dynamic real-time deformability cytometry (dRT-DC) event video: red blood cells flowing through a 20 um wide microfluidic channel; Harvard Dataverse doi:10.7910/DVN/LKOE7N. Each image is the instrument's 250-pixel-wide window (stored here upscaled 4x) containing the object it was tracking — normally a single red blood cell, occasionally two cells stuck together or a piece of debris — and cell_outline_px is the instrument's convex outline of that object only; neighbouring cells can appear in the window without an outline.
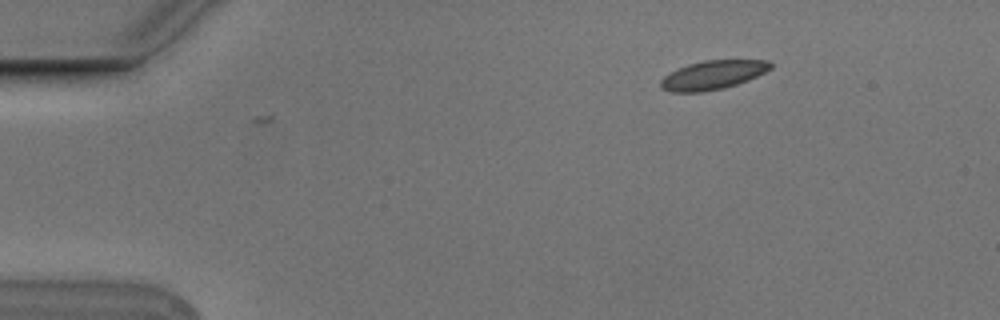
{"species": "Egyptian fruit bat (a non-hibernating species)", "species_latin": "Rousettus aegyptiacus", "temperature_condition": "cold", "stored_images_in_passage": 3, "camera_frame_rate_fps": 3000, "um_per_image_px": 0.085, "animal": {"sex": "male"}, "frame": {"image": 1, "passage_image": 1, "time_ms": 0.0, "image_size_px": [1000, 320], "cell_outline_px": [[772, 68], [748, 80], [724, 88], [704, 92], [672, 92], [660, 88], [660, 80], [664, 76], [688, 64], [704, 60], [768, 60], [772, 64]], "centroid_in_image_um": [60.58, 6.38], "position_along_channel_um": 24.4, "area_um2": 18.38}}